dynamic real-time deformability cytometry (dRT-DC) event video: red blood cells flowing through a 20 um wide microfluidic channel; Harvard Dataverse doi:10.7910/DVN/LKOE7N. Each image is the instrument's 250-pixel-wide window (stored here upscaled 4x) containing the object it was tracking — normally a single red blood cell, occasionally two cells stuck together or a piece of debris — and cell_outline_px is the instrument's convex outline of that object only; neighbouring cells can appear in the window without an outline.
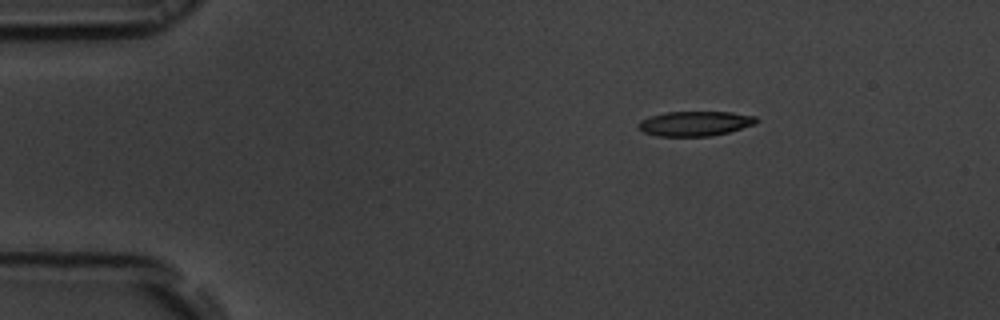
{"species": "common noctule bat (a hibernating species)", "species_latin": "Nyctalus noctula", "temperature_condition": "room temperature", "stored_images_in_passage": 47, "camera_frame_rate_fps": 3000, "um_per_image_px": 0.085, "animal": {"sex": "male", "body_mass_g": 19.5, "forearm_length_mm": 54.6}, "frame": {"image": 1, "passage_image": 1, "time_ms": 0.0, "image_size_px": [1000, 320], "cell_outline_px": [[760, 120], [756, 124], [728, 132], [708, 136], [656, 136], [644, 132], [640, 128], [640, 120], [648, 116], [664, 112], [732, 112], [756, 116]], "centroid_in_image_um": [59.11, 10.49], "position_along_channel_um": 25.9, "area_um2": 17.05}}
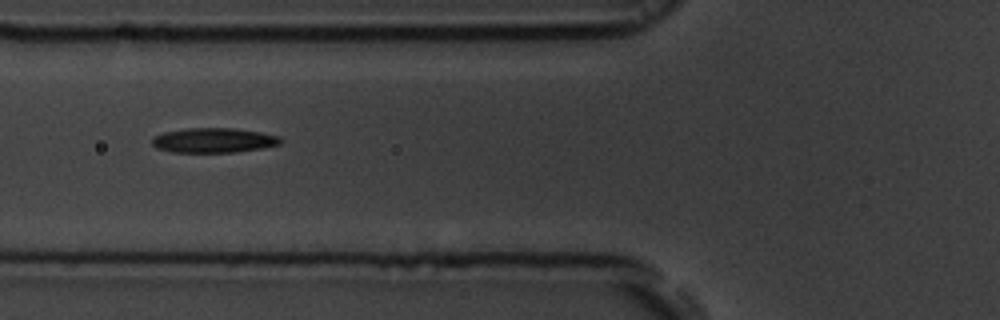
{"frame": {"image": 2, "passage_image": 13, "time_ms": 4.0, "image_size_px": [1000, 320], "cell_outline_px": [[284, 140], [280, 144], [264, 148], [236, 152], [172, 152], [156, 148], [152, 144], [152, 136], [164, 132], [188, 128], [232, 128], [260, 132], [280, 136]], "centroid_in_image_um": [18.18, 11.93], "position_along_channel_um": 107.6, "area_um2": 18.67}}
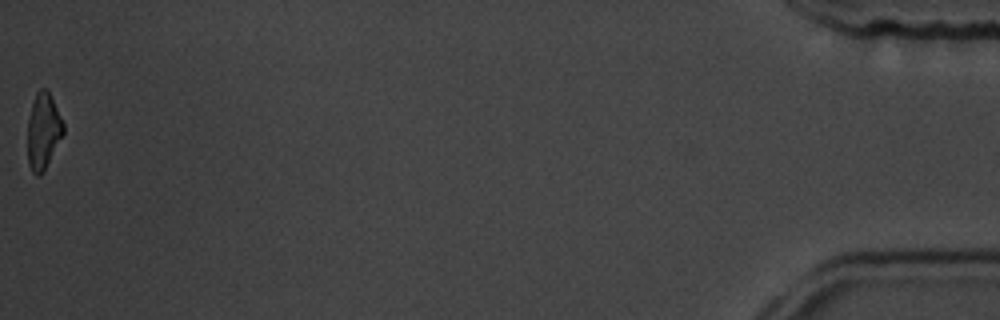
{"frame": {"image": 3, "passage_image": 47, "time_ms": 15.333, "image_size_px": [1000, 320], "cell_outline_px": [[64, 132], [44, 172], [40, 176], [36, 176], [32, 172], [28, 164], [28, 120], [32, 104], [36, 92], [40, 88], [48, 88], [64, 124]], "centroid_in_image_um": [3.68, 11.15], "position_along_channel_um": 431.5, "area_um2": 15.95}, "authors_computed_cell_mechanics": {"area_um2": 18.0914, "velocity_mm_per_s": 3.7455, "shape_relaxation_time_tau1_ms": 6.5288, "shape_relaxation_time_tau2_ms": 5.2676, "deformation_change_tau1": 0.1708, "deformation_change_tau2": 0.1535}}